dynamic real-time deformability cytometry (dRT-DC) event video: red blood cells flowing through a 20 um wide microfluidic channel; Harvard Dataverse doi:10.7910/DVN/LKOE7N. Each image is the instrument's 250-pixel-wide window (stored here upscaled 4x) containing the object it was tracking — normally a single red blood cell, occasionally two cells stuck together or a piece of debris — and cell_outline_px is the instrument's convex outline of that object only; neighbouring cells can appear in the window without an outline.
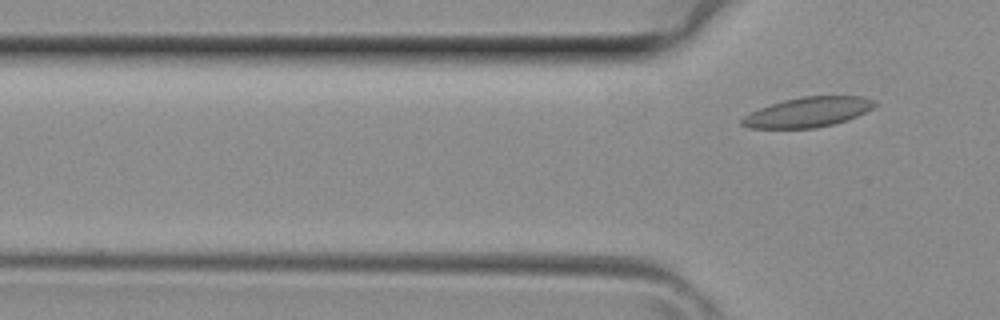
{"species": "common noctule bat (a hibernating species)", "species_latin": "Nyctalus noctula", "temperature_condition": "room temperature", "stored_images_in_passage": 5, "camera_frame_rate_fps": 3000, "um_per_image_px": 0.085, "animal": {"sex": "female", "body_mass_g": 29.2, "forearm_length_mm": 56.3}, "frame": {"image": 1, "passage_image": 5, "time_ms": 1.333, "image_size_px": [1000, 320], "cell_outline_px": [[876, 104], [872, 108], [856, 116], [832, 124], [816, 128], [748, 128], [740, 124], [740, 120], [744, 116], [760, 108], [784, 100], [800, 96], [864, 96], [876, 100]], "centroid_in_image_um": [68.67, 9.52], "position_along_channel_um": 57.1, "area_um2": 22.95}}